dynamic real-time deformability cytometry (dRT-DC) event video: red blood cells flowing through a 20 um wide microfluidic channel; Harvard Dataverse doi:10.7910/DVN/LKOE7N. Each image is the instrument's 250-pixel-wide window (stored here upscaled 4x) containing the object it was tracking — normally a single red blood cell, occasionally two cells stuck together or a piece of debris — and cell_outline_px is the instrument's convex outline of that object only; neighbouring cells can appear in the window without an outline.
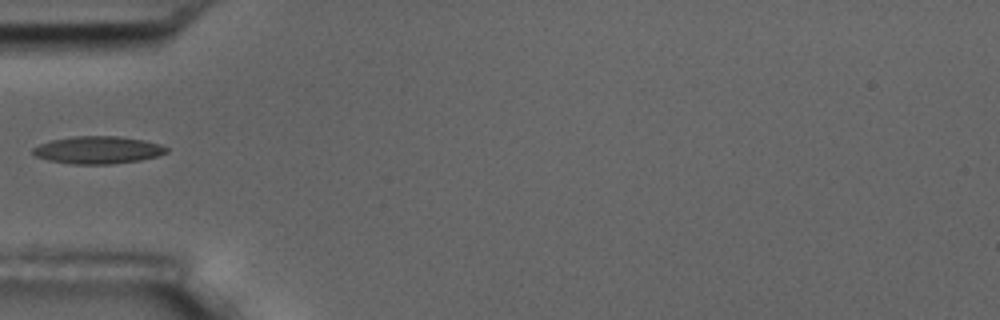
{"species": "common noctule bat (a hibernating species)", "species_latin": "Nyctalus noctula", "temperature_condition": "room temperature", "stored_images_in_passage": 7, "camera_frame_rate_fps": 3000, "um_per_image_px": 0.085, "animal": {"sex": "male", "body_mass_g": 17.5, "forearm_length_mm": 52.3}, "frame": {"image": 1, "passage_image": 6, "time_ms": 6.0, "image_size_px": [1000, 320], "cell_outline_px": [[168, 152], [156, 156], [140, 160], [112, 164], [72, 164], [48, 160], [36, 156], [32, 152], [32, 148], [40, 144], [52, 140], [72, 136], [120, 136], [144, 140], [160, 144], [168, 148]], "centroid_in_image_um": [8.32, 12.74], "position_along_channel_um": 76.7, "area_um2": 21.39}}